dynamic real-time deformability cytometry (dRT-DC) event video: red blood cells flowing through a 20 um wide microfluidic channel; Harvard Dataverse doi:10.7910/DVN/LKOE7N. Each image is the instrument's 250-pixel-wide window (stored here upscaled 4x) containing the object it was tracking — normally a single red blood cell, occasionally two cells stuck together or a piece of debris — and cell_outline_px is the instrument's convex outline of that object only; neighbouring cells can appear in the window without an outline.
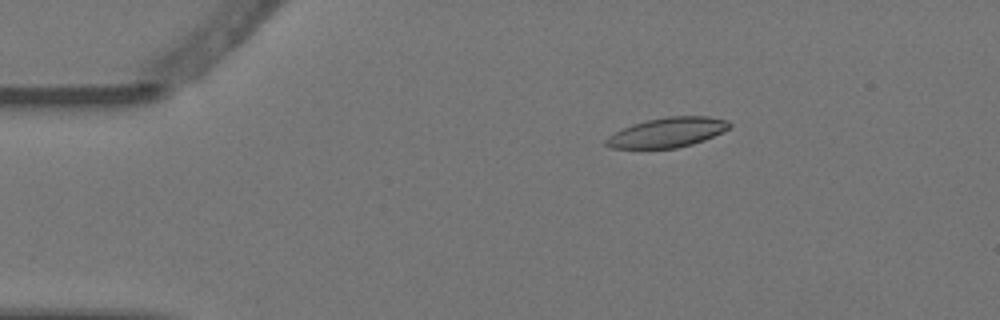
{"species": "Egyptian fruit bat (a non-hibernating species)", "species_latin": "Rousettus aegyptiacus", "temperature_condition": "warm", "stored_images_in_passage": 3, "camera_frame_rate_fps": 3000, "um_per_image_px": 0.085, "animal": {"sex": "female"}, "frame": {"image": 1, "passage_image": 2, "time_ms": 0.333, "image_size_px": [1000, 320], "cell_outline_px": [[732, 124], [728, 128], [704, 140], [692, 144], [676, 148], [612, 148], [604, 144], [604, 140], [608, 136], [632, 124], [648, 120], [668, 116], [708, 116], [728, 120]], "centroid_in_image_um": [56.72, 11.25], "position_along_channel_um": 28.3, "area_um2": 21.15}}